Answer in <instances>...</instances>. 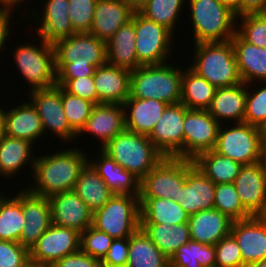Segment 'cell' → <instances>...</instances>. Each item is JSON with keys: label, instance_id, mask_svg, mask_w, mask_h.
Returning <instances> with one entry per match:
<instances>
[{"label": "cell", "instance_id": "cell-6", "mask_svg": "<svg viewBox=\"0 0 266 267\" xmlns=\"http://www.w3.org/2000/svg\"><path fill=\"white\" fill-rule=\"evenodd\" d=\"M185 10L194 44L228 41L236 33V15L219 0H186Z\"/></svg>", "mask_w": 266, "mask_h": 267}, {"label": "cell", "instance_id": "cell-56", "mask_svg": "<svg viewBox=\"0 0 266 267\" xmlns=\"http://www.w3.org/2000/svg\"><path fill=\"white\" fill-rule=\"evenodd\" d=\"M227 8H229L236 17L242 16V0H219Z\"/></svg>", "mask_w": 266, "mask_h": 267}, {"label": "cell", "instance_id": "cell-36", "mask_svg": "<svg viewBox=\"0 0 266 267\" xmlns=\"http://www.w3.org/2000/svg\"><path fill=\"white\" fill-rule=\"evenodd\" d=\"M126 267H169L167 258L140 227L129 237Z\"/></svg>", "mask_w": 266, "mask_h": 267}, {"label": "cell", "instance_id": "cell-15", "mask_svg": "<svg viewBox=\"0 0 266 267\" xmlns=\"http://www.w3.org/2000/svg\"><path fill=\"white\" fill-rule=\"evenodd\" d=\"M187 109L182 103L168 105L148 136L165 157L184 159L183 123Z\"/></svg>", "mask_w": 266, "mask_h": 267}, {"label": "cell", "instance_id": "cell-44", "mask_svg": "<svg viewBox=\"0 0 266 267\" xmlns=\"http://www.w3.org/2000/svg\"><path fill=\"white\" fill-rule=\"evenodd\" d=\"M236 32L248 43L266 48V13L237 17Z\"/></svg>", "mask_w": 266, "mask_h": 267}, {"label": "cell", "instance_id": "cell-43", "mask_svg": "<svg viewBox=\"0 0 266 267\" xmlns=\"http://www.w3.org/2000/svg\"><path fill=\"white\" fill-rule=\"evenodd\" d=\"M244 122L259 128L266 123V81L247 84Z\"/></svg>", "mask_w": 266, "mask_h": 267}, {"label": "cell", "instance_id": "cell-23", "mask_svg": "<svg viewBox=\"0 0 266 267\" xmlns=\"http://www.w3.org/2000/svg\"><path fill=\"white\" fill-rule=\"evenodd\" d=\"M23 214L26 221L20 243L30 248L52 224L49 198L35 195L23 186Z\"/></svg>", "mask_w": 266, "mask_h": 267}, {"label": "cell", "instance_id": "cell-39", "mask_svg": "<svg viewBox=\"0 0 266 267\" xmlns=\"http://www.w3.org/2000/svg\"><path fill=\"white\" fill-rule=\"evenodd\" d=\"M15 195L11 194L0 208V240L20 243L22 229L25 226L23 214V187Z\"/></svg>", "mask_w": 266, "mask_h": 267}, {"label": "cell", "instance_id": "cell-29", "mask_svg": "<svg viewBox=\"0 0 266 267\" xmlns=\"http://www.w3.org/2000/svg\"><path fill=\"white\" fill-rule=\"evenodd\" d=\"M233 220L213 208L202 210L189 216L191 240L216 245L231 233Z\"/></svg>", "mask_w": 266, "mask_h": 267}, {"label": "cell", "instance_id": "cell-41", "mask_svg": "<svg viewBox=\"0 0 266 267\" xmlns=\"http://www.w3.org/2000/svg\"><path fill=\"white\" fill-rule=\"evenodd\" d=\"M214 245L190 240L180 246L169 259V267H215Z\"/></svg>", "mask_w": 266, "mask_h": 267}, {"label": "cell", "instance_id": "cell-52", "mask_svg": "<svg viewBox=\"0 0 266 267\" xmlns=\"http://www.w3.org/2000/svg\"><path fill=\"white\" fill-rule=\"evenodd\" d=\"M50 267H101V262L79 250L57 260Z\"/></svg>", "mask_w": 266, "mask_h": 267}, {"label": "cell", "instance_id": "cell-21", "mask_svg": "<svg viewBox=\"0 0 266 267\" xmlns=\"http://www.w3.org/2000/svg\"><path fill=\"white\" fill-rule=\"evenodd\" d=\"M215 187L216 184L193 164L187 170L186 183L179 188L176 202L189 215L213 209Z\"/></svg>", "mask_w": 266, "mask_h": 267}, {"label": "cell", "instance_id": "cell-63", "mask_svg": "<svg viewBox=\"0 0 266 267\" xmlns=\"http://www.w3.org/2000/svg\"><path fill=\"white\" fill-rule=\"evenodd\" d=\"M262 160H263L265 168H266V148H263Z\"/></svg>", "mask_w": 266, "mask_h": 267}, {"label": "cell", "instance_id": "cell-16", "mask_svg": "<svg viewBox=\"0 0 266 267\" xmlns=\"http://www.w3.org/2000/svg\"><path fill=\"white\" fill-rule=\"evenodd\" d=\"M80 250V233L54 224L30 248V259L49 267L66 255Z\"/></svg>", "mask_w": 266, "mask_h": 267}, {"label": "cell", "instance_id": "cell-22", "mask_svg": "<svg viewBox=\"0 0 266 267\" xmlns=\"http://www.w3.org/2000/svg\"><path fill=\"white\" fill-rule=\"evenodd\" d=\"M36 147L30 141L19 138H11L3 135L0 138V179L12 183L16 175H20L26 166L31 179L36 158ZM21 171V172H20ZM19 172V173H18ZM3 178V179H2ZM7 178V179H6Z\"/></svg>", "mask_w": 266, "mask_h": 267}, {"label": "cell", "instance_id": "cell-11", "mask_svg": "<svg viewBox=\"0 0 266 267\" xmlns=\"http://www.w3.org/2000/svg\"><path fill=\"white\" fill-rule=\"evenodd\" d=\"M193 160L164 157L140 180L139 198H165L176 201L179 188L186 183Z\"/></svg>", "mask_w": 266, "mask_h": 267}, {"label": "cell", "instance_id": "cell-13", "mask_svg": "<svg viewBox=\"0 0 266 267\" xmlns=\"http://www.w3.org/2000/svg\"><path fill=\"white\" fill-rule=\"evenodd\" d=\"M40 2L42 1L38 0V3ZM32 4V8H27V11H30L27 12L29 14H25V16L23 14L19 15H21L23 19L28 16L26 19L37 23L38 26L30 27L29 31L31 28L35 27L32 29V32L44 39L47 43L54 45L57 41L68 38L76 33L72 28L69 18V0H44L41 3V5H43L41 6V11L38 7H36L35 10L33 8L34 3ZM29 8H31L32 11L29 10Z\"/></svg>", "mask_w": 266, "mask_h": 267}, {"label": "cell", "instance_id": "cell-5", "mask_svg": "<svg viewBox=\"0 0 266 267\" xmlns=\"http://www.w3.org/2000/svg\"><path fill=\"white\" fill-rule=\"evenodd\" d=\"M193 47L188 66L211 85L222 88L242 83L231 40L197 43Z\"/></svg>", "mask_w": 266, "mask_h": 267}, {"label": "cell", "instance_id": "cell-25", "mask_svg": "<svg viewBox=\"0 0 266 267\" xmlns=\"http://www.w3.org/2000/svg\"><path fill=\"white\" fill-rule=\"evenodd\" d=\"M131 71L105 63L95 69L93 80L101 103L123 105L130 96Z\"/></svg>", "mask_w": 266, "mask_h": 267}, {"label": "cell", "instance_id": "cell-34", "mask_svg": "<svg viewBox=\"0 0 266 267\" xmlns=\"http://www.w3.org/2000/svg\"><path fill=\"white\" fill-rule=\"evenodd\" d=\"M73 191L93 212L114 195L89 162L81 169Z\"/></svg>", "mask_w": 266, "mask_h": 267}, {"label": "cell", "instance_id": "cell-57", "mask_svg": "<svg viewBox=\"0 0 266 267\" xmlns=\"http://www.w3.org/2000/svg\"><path fill=\"white\" fill-rule=\"evenodd\" d=\"M5 106H6L5 104L4 105L2 104L0 106V138L4 135L5 132V116L7 111V108H4Z\"/></svg>", "mask_w": 266, "mask_h": 267}, {"label": "cell", "instance_id": "cell-33", "mask_svg": "<svg viewBox=\"0 0 266 267\" xmlns=\"http://www.w3.org/2000/svg\"><path fill=\"white\" fill-rule=\"evenodd\" d=\"M141 224L178 225L189 221V214L172 199L139 198Z\"/></svg>", "mask_w": 266, "mask_h": 267}, {"label": "cell", "instance_id": "cell-26", "mask_svg": "<svg viewBox=\"0 0 266 267\" xmlns=\"http://www.w3.org/2000/svg\"><path fill=\"white\" fill-rule=\"evenodd\" d=\"M4 135L25 139L34 145L45 138L41 118L28 99L25 102L23 100L22 104L21 102L15 106L13 104L10 109L7 107Z\"/></svg>", "mask_w": 266, "mask_h": 267}, {"label": "cell", "instance_id": "cell-2", "mask_svg": "<svg viewBox=\"0 0 266 267\" xmlns=\"http://www.w3.org/2000/svg\"><path fill=\"white\" fill-rule=\"evenodd\" d=\"M55 50L56 79L93 76L106 61V43L89 32L75 33L57 41Z\"/></svg>", "mask_w": 266, "mask_h": 267}, {"label": "cell", "instance_id": "cell-17", "mask_svg": "<svg viewBox=\"0 0 266 267\" xmlns=\"http://www.w3.org/2000/svg\"><path fill=\"white\" fill-rule=\"evenodd\" d=\"M239 200L253 216H260L266 209V168L263 160L243 165L233 182Z\"/></svg>", "mask_w": 266, "mask_h": 267}, {"label": "cell", "instance_id": "cell-28", "mask_svg": "<svg viewBox=\"0 0 266 267\" xmlns=\"http://www.w3.org/2000/svg\"><path fill=\"white\" fill-rule=\"evenodd\" d=\"M93 157L88 156V162L98 172V175L107 184L114 194H128L139 197L140 179L133 173L125 170L101 149ZM99 155V156H98Z\"/></svg>", "mask_w": 266, "mask_h": 267}, {"label": "cell", "instance_id": "cell-1", "mask_svg": "<svg viewBox=\"0 0 266 267\" xmlns=\"http://www.w3.org/2000/svg\"><path fill=\"white\" fill-rule=\"evenodd\" d=\"M44 155L38 152L30 184L26 188L33 194L50 196L74 189L81 169L88 162V152L83 147H66ZM81 148V149H80ZM84 149V150H83ZM40 155V156H39ZM33 180V181H32Z\"/></svg>", "mask_w": 266, "mask_h": 267}, {"label": "cell", "instance_id": "cell-8", "mask_svg": "<svg viewBox=\"0 0 266 267\" xmlns=\"http://www.w3.org/2000/svg\"><path fill=\"white\" fill-rule=\"evenodd\" d=\"M92 226L113 239L130 237L141 227L139 197L114 194L107 203L93 212Z\"/></svg>", "mask_w": 266, "mask_h": 267}, {"label": "cell", "instance_id": "cell-53", "mask_svg": "<svg viewBox=\"0 0 266 267\" xmlns=\"http://www.w3.org/2000/svg\"><path fill=\"white\" fill-rule=\"evenodd\" d=\"M15 15V16H13ZM16 13L11 11V10H5V9H0V52L1 55L2 53L6 52V49L9 48L8 41L10 40L9 38L12 36V31H14L12 28L15 27L11 22L13 21L12 18H15ZM3 51V52H2ZM0 55V56H1Z\"/></svg>", "mask_w": 266, "mask_h": 267}, {"label": "cell", "instance_id": "cell-32", "mask_svg": "<svg viewBox=\"0 0 266 267\" xmlns=\"http://www.w3.org/2000/svg\"><path fill=\"white\" fill-rule=\"evenodd\" d=\"M135 40V24L130 20L127 24L121 26L106 43L107 63L130 71L140 67Z\"/></svg>", "mask_w": 266, "mask_h": 267}, {"label": "cell", "instance_id": "cell-62", "mask_svg": "<svg viewBox=\"0 0 266 267\" xmlns=\"http://www.w3.org/2000/svg\"><path fill=\"white\" fill-rule=\"evenodd\" d=\"M251 267H266V258L254 263Z\"/></svg>", "mask_w": 266, "mask_h": 267}, {"label": "cell", "instance_id": "cell-24", "mask_svg": "<svg viewBox=\"0 0 266 267\" xmlns=\"http://www.w3.org/2000/svg\"><path fill=\"white\" fill-rule=\"evenodd\" d=\"M134 12L125 0H97L89 33L107 43Z\"/></svg>", "mask_w": 266, "mask_h": 267}, {"label": "cell", "instance_id": "cell-46", "mask_svg": "<svg viewBox=\"0 0 266 267\" xmlns=\"http://www.w3.org/2000/svg\"><path fill=\"white\" fill-rule=\"evenodd\" d=\"M113 240L110 235L91 225L80 233V250L101 261Z\"/></svg>", "mask_w": 266, "mask_h": 267}, {"label": "cell", "instance_id": "cell-64", "mask_svg": "<svg viewBox=\"0 0 266 267\" xmlns=\"http://www.w3.org/2000/svg\"><path fill=\"white\" fill-rule=\"evenodd\" d=\"M263 219H264V221L266 222V209H265V211L260 215Z\"/></svg>", "mask_w": 266, "mask_h": 267}, {"label": "cell", "instance_id": "cell-58", "mask_svg": "<svg viewBox=\"0 0 266 267\" xmlns=\"http://www.w3.org/2000/svg\"><path fill=\"white\" fill-rule=\"evenodd\" d=\"M135 11H139L148 0H125Z\"/></svg>", "mask_w": 266, "mask_h": 267}, {"label": "cell", "instance_id": "cell-14", "mask_svg": "<svg viewBox=\"0 0 266 267\" xmlns=\"http://www.w3.org/2000/svg\"><path fill=\"white\" fill-rule=\"evenodd\" d=\"M219 128L208 110L187 109L183 123L184 159L194 160L200 153L214 150Z\"/></svg>", "mask_w": 266, "mask_h": 267}, {"label": "cell", "instance_id": "cell-50", "mask_svg": "<svg viewBox=\"0 0 266 267\" xmlns=\"http://www.w3.org/2000/svg\"><path fill=\"white\" fill-rule=\"evenodd\" d=\"M29 258V249L21 243L0 240V267H21Z\"/></svg>", "mask_w": 266, "mask_h": 267}, {"label": "cell", "instance_id": "cell-27", "mask_svg": "<svg viewBox=\"0 0 266 267\" xmlns=\"http://www.w3.org/2000/svg\"><path fill=\"white\" fill-rule=\"evenodd\" d=\"M168 105L155 99L129 96L123 104L125 129L149 136Z\"/></svg>", "mask_w": 266, "mask_h": 267}, {"label": "cell", "instance_id": "cell-4", "mask_svg": "<svg viewBox=\"0 0 266 267\" xmlns=\"http://www.w3.org/2000/svg\"><path fill=\"white\" fill-rule=\"evenodd\" d=\"M30 38L29 41L16 44L14 49H7L11 50L9 54L13 55L11 58L14 59L18 75L28 84L27 92L56 86L54 46L35 34L32 42ZM35 38L39 41L34 42Z\"/></svg>", "mask_w": 266, "mask_h": 267}, {"label": "cell", "instance_id": "cell-12", "mask_svg": "<svg viewBox=\"0 0 266 267\" xmlns=\"http://www.w3.org/2000/svg\"><path fill=\"white\" fill-rule=\"evenodd\" d=\"M26 95L41 118L45 137L51 133L50 136L57 137V140L69 144L68 146L78 142V133L70 126L64 113L61 86L33 90L26 92Z\"/></svg>", "mask_w": 266, "mask_h": 267}, {"label": "cell", "instance_id": "cell-9", "mask_svg": "<svg viewBox=\"0 0 266 267\" xmlns=\"http://www.w3.org/2000/svg\"><path fill=\"white\" fill-rule=\"evenodd\" d=\"M214 151L242 165L259 162L263 155L261 130L245 122L222 124Z\"/></svg>", "mask_w": 266, "mask_h": 267}, {"label": "cell", "instance_id": "cell-60", "mask_svg": "<svg viewBox=\"0 0 266 267\" xmlns=\"http://www.w3.org/2000/svg\"><path fill=\"white\" fill-rule=\"evenodd\" d=\"M262 147L266 148V123L260 128Z\"/></svg>", "mask_w": 266, "mask_h": 267}, {"label": "cell", "instance_id": "cell-49", "mask_svg": "<svg viewBox=\"0 0 266 267\" xmlns=\"http://www.w3.org/2000/svg\"><path fill=\"white\" fill-rule=\"evenodd\" d=\"M56 84L66 92L88 100L95 105L100 104L94 85L93 76L79 77L76 79H56Z\"/></svg>", "mask_w": 266, "mask_h": 267}, {"label": "cell", "instance_id": "cell-38", "mask_svg": "<svg viewBox=\"0 0 266 267\" xmlns=\"http://www.w3.org/2000/svg\"><path fill=\"white\" fill-rule=\"evenodd\" d=\"M193 161L215 184L233 183L243 166L228 157L218 154L214 150L200 153Z\"/></svg>", "mask_w": 266, "mask_h": 267}, {"label": "cell", "instance_id": "cell-3", "mask_svg": "<svg viewBox=\"0 0 266 267\" xmlns=\"http://www.w3.org/2000/svg\"><path fill=\"white\" fill-rule=\"evenodd\" d=\"M182 75L183 66L171 61L161 65H141L131 71L130 96L178 104L181 101Z\"/></svg>", "mask_w": 266, "mask_h": 267}, {"label": "cell", "instance_id": "cell-30", "mask_svg": "<svg viewBox=\"0 0 266 267\" xmlns=\"http://www.w3.org/2000/svg\"><path fill=\"white\" fill-rule=\"evenodd\" d=\"M246 96L247 84L244 82L231 87L217 88L208 111L220 125L242 123L244 122Z\"/></svg>", "mask_w": 266, "mask_h": 267}, {"label": "cell", "instance_id": "cell-7", "mask_svg": "<svg viewBox=\"0 0 266 267\" xmlns=\"http://www.w3.org/2000/svg\"><path fill=\"white\" fill-rule=\"evenodd\" d=\"M101 150L140 180L165 157L148 136L126 129Z\"/></svg>", "mask_w": 266, "mask_h": 267}, {"label": "cell", "instance_id": "cell-37", "mask_svg": "<svg viewBox=\"0 0 266 267\" xmlns=\"http://www.w3.org/2000/svg\"><path fill=\"white\" fill-rule=\"evenodd\" d=\"M143 231L159 250L170 259L175 251L191 240L189 224H141Z\"/></svg>", "mask_w": 266, "mask_h": 267}, {"label": "cell", "instance_id": "cell-45", "mask_svg": "<svg viewBox=\"0 0 266 267\" xmlns=\"http://www.w3.org/2000/svg\"><path fill=\"white\" fill-rule=\"evenodd\" d=\"M62 104L70 126L79 133L91 115L94 103L66 92L62 88Z\"/></svg>", "mask_w": 266, "mask_h": 267}, {"label": "cell", "instance_id": "cell-18", "mask_svg": "<svg viewBox=\"0 0 266 267\" xmlns=\"http://www.w3.org/2000/svg\"><path fill=\"white\" fill-rule=\"evenodd\" d=\"M124 130L125 118L123 105L100 103L93 107L85 126L78 133L77 139L83 138L86 134L89 137L93 135L92 137L96 139L98 145L96 148L100 146L99 149H101Z\"/></svg>", "mask_w": 266, "mask_h": 267}, {"label": "cell", "instance_id": "cell-48", "mask_svg": "<svg viewBox=\"0 0 266 267\" xmlns=\"http://www.w3.org/2000/svg\"><path fill=\"white\" fill-rule=\"evenodd\" d=\"M215 267H246L242 261L240 247L230 234L222 238L216 245Z\"/></svg>", "mask_w": 266, "mask_h": 267}, {"label": "cell", "instance_id": "cell-42", "mask_svg": "<svg viewBox=\"0 0 266 267\" xmlns=\"http://www.w3.org/2000/svg\"><path fill=\"white\" fill-rule=\"evenodd\" d=\"M214 208L228 216L233 221L246 219L252 216L239 200L233 183L216 184Z\"/></svg>", "mask_w": 266, "mask_h": 267}, {"label": "cell", "instance_id": "cell-47", "mask_svg": "<svg viewBox=\"0 0 266 267\" xmlns=\"http://www.w3.org/2000/svg\"><path fill=\"white\" fill-rule=\"evenodd\" d=\"M97 0H69V18L76 33L89 32Z\"/></svg>", "mask_w": 266, "mask_h": 267}, {"label": "cell", "instance_id": "cell-10", "mask_svg": "<svg viewBox=\"0 0 266 267\" xmlns=\"http://www.w3.org/2000/svg\"><path fill=\"white\" fill-rule=\"evenodd\" d=\"M131 21L135 24L138 62L141 65H161L170 62L172 59L169 58H172V52L175 51V35L165 26L148 20L138 11L134 12Z\"/></svg>", "mask_w": 266, "mask_h": 267}, {"label": "cell", "instance_id": "cell-55", "mask_svg": "<svg viewBox=\"0 0 266 267\" xmlns=\"http://www.w3.org/2000/svg\"><path fill=\"white\" fill-rule=\"evenodd\" d=\"M33 1L35 3L36 0H33ZM24 2L26 4L28 0H0V9L11 10L13 12H16L17 10V12L19 11L21 12L22 10H24V7H22L23 5H25L23 4Z\"/></svg>", "mask_w": 266, "mask_h": 267}, {"label": "cell", "instance_id": "cell-51", "mask_svg": "<svg viewBox=\"0 0 266 267\" xmlns=\"http://www.w3.org/2000/svg\"><path fill=\"white\" fill-rule=\"evenodd\" d=\"M129 254V237L114 239L112 244L100 261L101 267H126Z\"/></svg>", "mask_w": 266, "mask_h": 267}, {"label": "cell", "instance_id": "cell-35", "mask_svg": "<svg viewBox=\"0 0 266 267\" xmlns=\"http://www.w3.org/2000/svg\"><path fill=\"white\" fill-rule=\"evenodd\" d=\"M216 89L215 86L199 76L190 67L183 68L180 103L188 109L208 110Z\"/></svg>", "mask_w": 266, "mask_h": 267}, {"label": "cell", "instance_id": "cell-40", "mask_svg": "<svg viewBox=\"0 0 266 267\" xmlns=\"http://www.w3.org/2000/svg\"><path fill=\"white\" fill-rule=\"evenodd\" d=\"M185 6L186 0H148L138 12L148 20L165 26L176 36L175 30L181 24Z\"/></svg>", "mask_w": 266, "mask_h": 267}, {"label": "cell", "instance_id": "cell-59", "mask_svg": "<svg viewBox=\"0 0 266 267\" xmlns=\"http://www.w3.org/2000/svg\"><path fill=\"white\" fill-rule=\"evenodd\" d=\"M21 267H49L48 265L42 264L31 260L30 258Z\"/></svg>", "mask_w": 266, "mask_h": 267}, {"label": "cell", "instance_id": "cell-31", "mask_svg": "<svg viewBox=\"0 0 266 267\" xmlns=\"http://www.w3.org/2000/svg\"><path fill=\"white\" fill-rule=\"evenodd\" d=\"M242 82L251 84L266 81V48L246 42L237 32L231 39Z\"/></svg>", "mask_w": 266, "mask_h": 267}, {"label": "cell", "instance_id": "cell-19", "mask_svg": "<svg viewBox=\"0 0 266 267\" xmlns=\"http://www.w3.org/2000/svg\"><path fill=\"white\" fill-rule=\"evenodd\" d=\"M230 234L240 247L246 267L266 258V222L261 216L233 221Z\"/></svg>", "mask_w": 266, "mask_h": 267}, {"label": "cell", "instance_id": "cell-61", "mask_svg": "<svg viewBox=\"0 0 266 267\" xmlns=\"http://www.w3.org/2000/svg\"><path fill=\"white\" fill-rule=\"evenodd\" d=\"M4 192V193H3ZM6 192V189H5V191H2L1 189H0V208H1V206H2V204H3V202L10 196L9 194V192H8V194H7V192ZM8 195V196H7Z\"/></svg>", "mask_w": 266, "mask_h": 267}, {"label": "cell", "instance_id": "cell-20", "mask_svg": "<svg viewBox=\"0 0 266 267\" xmlns=\"http://www.w3.org/2000/svg\"><path fill=\"white\" fill-rule=\"evenodd\" d=\"M52 224L84 232L92 225L93 211L73 191H64L49 197Z\"/></svg>", "mask_w": 266, "mask_h": 267}, {"label": "cell", "instance_id": "cell-54", "mask_svg": "<svg viewBox=\"0 0 266 267\" xmlns=\"http://www.w3.org/2000/svg\"><path fill=\"white\" fill-rule=\"evenodd\" d=\"M266 13V0H242V15Z\"/></svg>", "mask_w": 266, "mask_h": 267}]
</instances>
